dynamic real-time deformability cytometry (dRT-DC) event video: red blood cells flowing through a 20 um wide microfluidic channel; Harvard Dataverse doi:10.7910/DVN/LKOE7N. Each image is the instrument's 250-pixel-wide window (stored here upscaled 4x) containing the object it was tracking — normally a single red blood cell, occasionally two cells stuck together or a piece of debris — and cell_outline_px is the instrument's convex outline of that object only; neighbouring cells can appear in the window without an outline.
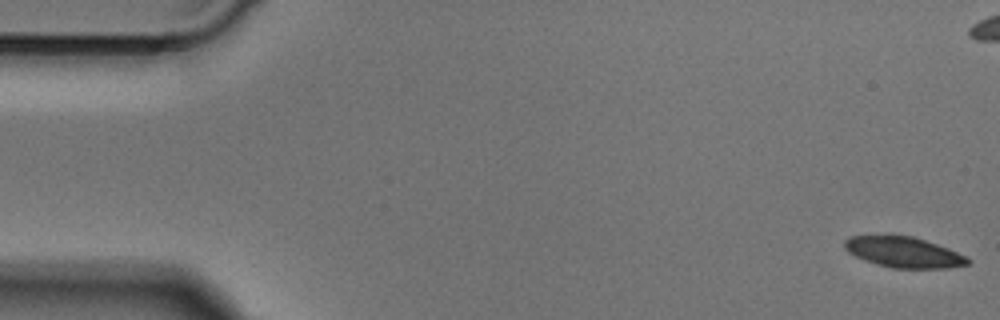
{"species": "Egyptian fruit bat (a non-hibernating species)", "species_latin": "Rousettus aegyptiacus", "temperature_condition": "cold", "stored_images_in_passage": 11, "camera_frame_rate_fps": 3000, "um_per_image_px": 0.085, "animal": {"sex": "male"}, "frame": {"image": 1, "passage_image": 1, "time_ms": 0.0, "image_size_px": [1000, 320], "cell_outline_px": [[972, 260], [968, 264], [948, 268], [892, 268], [876, 264], [864, 260], [848, 252], [844, 248], [844, 240], [852, 236], [912, 236], [948, 248]], "centroid_in_image_um": [76.8, 21.45], "position_along_channel_um": 8.2, "area_um2": 21.68}}